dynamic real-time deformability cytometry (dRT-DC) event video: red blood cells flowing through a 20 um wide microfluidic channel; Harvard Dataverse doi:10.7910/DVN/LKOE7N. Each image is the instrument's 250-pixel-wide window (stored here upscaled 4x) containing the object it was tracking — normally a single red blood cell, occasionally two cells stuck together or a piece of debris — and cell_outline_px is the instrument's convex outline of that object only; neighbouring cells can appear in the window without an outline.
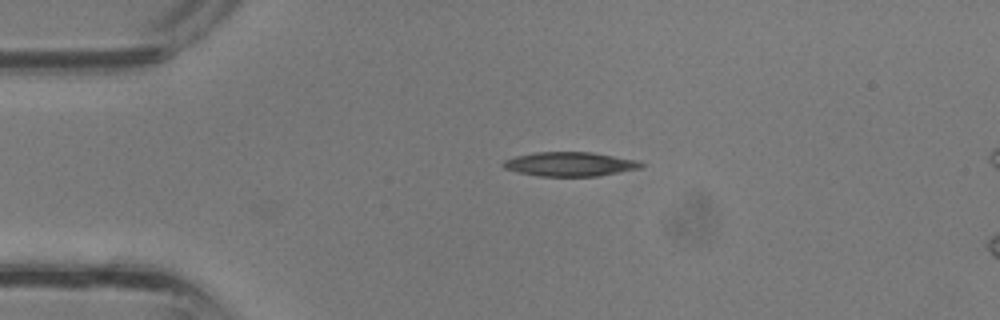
{"species": "common noctule bat (a hibernating species)", "species_latin": "Nyctalus noctula", "temperature_condition": "room temperature", "stored_images_in_passage": 29, "camera_frame_rate_fps": 3000, "um_per_image_px": 0.085, "animal": {"sex": "male", "body_mass_g": 13.3}, "frame": {"image": 1, "passage_image": 1, "time_ms": 0.0, "image_size_px": [1000, 320], "cell_outline_px": [[644, 168], [596, 176], [536, 176], [504, 168], [500, 164], [504, 160], [516, 156], [536, 152], [592, 152], [640, 160], [644, 164]], "centroid_in_image_um": [48.49, 13.94], "position_along_channel_um": 36.5, "area_um2": 19.59}}
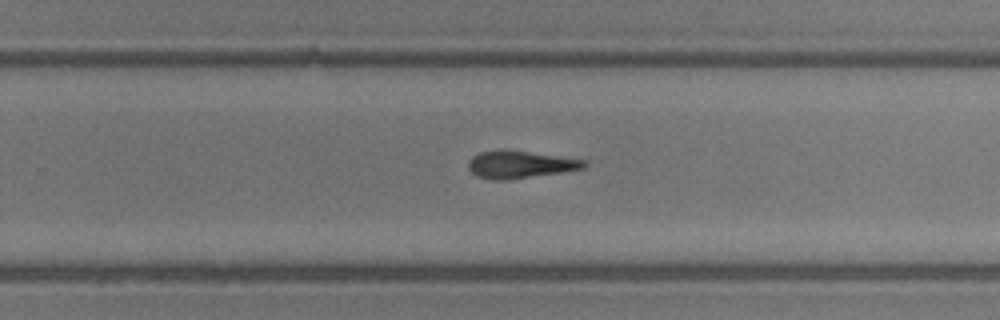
{"frame": {"image": 2, "passage_image": 16, "time_ms": 5.0, "image_size_px": [1000, 320], "cell_outline_px": [[588, 164], [584, 168], [560, 172], [508, 180], [492, 180], [476, 176], [468, 168], [468, 160], [472, 156], [480, 152], [500, 148], [504, 148], [588, 160]], "centroid_in_image_um": [44.18, 13.96], "position_along_channel_um": 285.6, "area_um2": 18.84}}
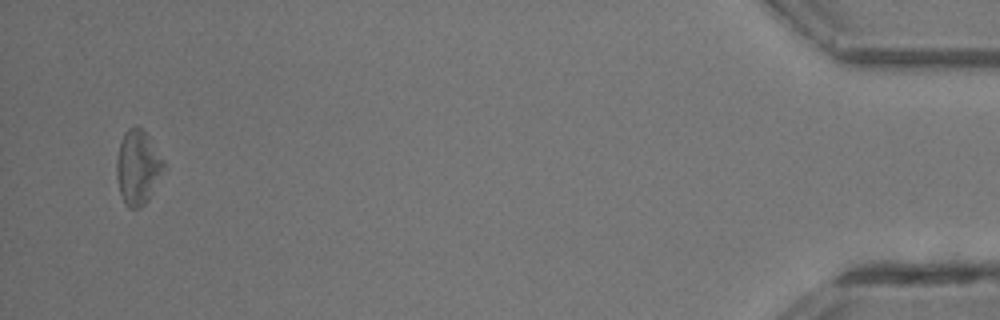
{"frame": {"image": 3, "passage_image": 28, "time_ms": 9.0, "image_size_px": [1000, 320], "cell_outline_px": [[164, 168], [148, 200], [140, 208], [128, 208], [120, 192], [116, 176], [116, 164], [120, 144], [124, 132], [128, 128], [140, 128], [144, 132], [164, 160]], "centroid_in_image_um": [11.7, 14.25], "position_along_channel_um": 423.5, "area_um2": 19.83}}